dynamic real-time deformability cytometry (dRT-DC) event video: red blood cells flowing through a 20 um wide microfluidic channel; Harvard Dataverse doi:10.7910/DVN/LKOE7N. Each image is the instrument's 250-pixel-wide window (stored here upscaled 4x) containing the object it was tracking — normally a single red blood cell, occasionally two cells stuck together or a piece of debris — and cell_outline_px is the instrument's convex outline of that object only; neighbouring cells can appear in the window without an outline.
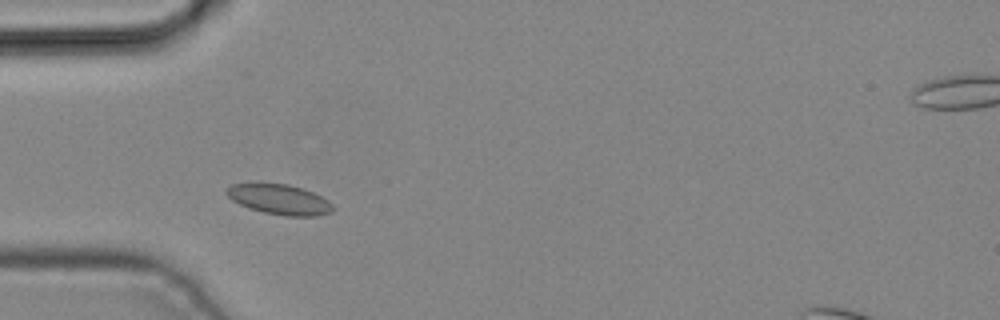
{"species": "common noctule bat (a hibernating species)", "species_latin": "Nyctalus noctula", "temperature_condition": "cold", "stored_images_in_passage": 2, "camera_frame_rate_fps": 3000, "um_per_image_px": 0.085, "animal": {"sex": "male", "body_mass_g": 19.2, "forearm_length_mm": 51.8}, "frame": {"image": 1, "passage_image": 2, "time_ms": 0.333, "image_size_px": [1000, 320], "cell_outline_px": [[336, 208], [332, 212], [316, 216], [284, 216], [264, 212], [240, 204], [232, 200], [224, 192], [232, 184], [288, 184], [304, 188], [328, 200]], "centroid_in_image_um": [23.81, 16.96], "position_along_channel_um": 61.2, "area_um2": 18.5}}